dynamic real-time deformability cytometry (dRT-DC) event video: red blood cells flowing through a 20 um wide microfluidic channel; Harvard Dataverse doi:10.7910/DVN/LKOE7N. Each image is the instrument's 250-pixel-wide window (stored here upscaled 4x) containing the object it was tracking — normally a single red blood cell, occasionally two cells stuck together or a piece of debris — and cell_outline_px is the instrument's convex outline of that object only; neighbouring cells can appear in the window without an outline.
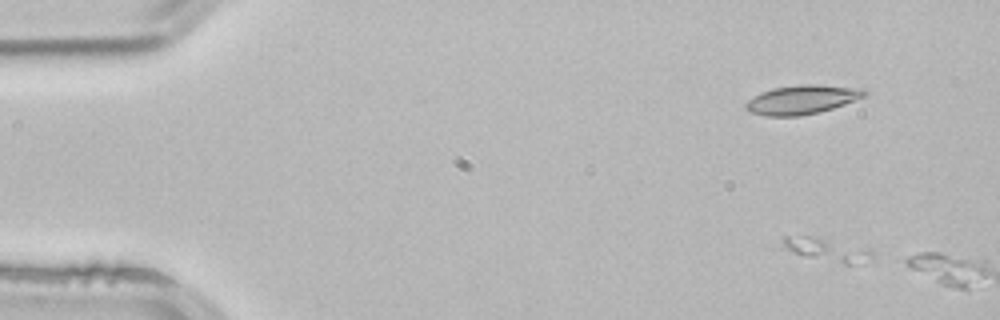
{"species": "common noctule bat (a hibernating species)", "species_latin": "Nyctalus noctula", "temperature_condition": "room temperature", "stored_images_in_passage": 5, "camera_frame_rate_fps": 3000, "um_per_image_px": 0.085, "animal": {"sex": "male", "body_mass_g": 21.5, "forearm_length_mm": 52.0}, "frame": {"image": 1, "passage_image": 2, "time_ms": 0.333, "image_size_px": [1000, 320], "cell_outline_px": [[876, 256], [872, 260], [852, 264], [844, 264], [804, 256], [792, 252], [780, 244], [784, 236], [820, 236], [868, 248], [876, 252]], "centroid_in_image_um": [70.37, 21.2], "position_along_channel_um": 14.6, "area_um2": 12.54}}